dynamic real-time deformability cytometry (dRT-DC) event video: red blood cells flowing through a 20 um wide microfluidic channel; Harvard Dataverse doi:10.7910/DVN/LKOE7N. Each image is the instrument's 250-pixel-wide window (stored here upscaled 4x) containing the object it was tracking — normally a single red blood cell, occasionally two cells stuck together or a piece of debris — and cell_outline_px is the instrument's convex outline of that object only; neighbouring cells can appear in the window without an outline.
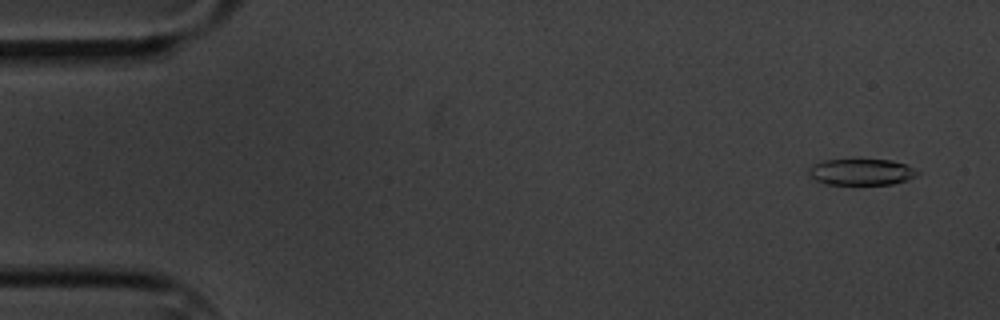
{"species": "common noctule bat (a hibernating species)", "species_latin": "Nyctalus noctula", "temperature_condition": "cold", "stored_images_in_passage": 5, "camera_frame_rate_fps": 3000, "um_per_image_px": 0.085, "animal": {"sex": "male", "body_mass_g": 20.1, "forearm_length_mm": 53.5}, "frame": {"image": 1, "passage_image": 1, "time_ms": 0.0, "image_size_px": [1000, 320], "cell_outline_px": [[920, 172], [916, 176], [908, 180], [892, 184], [824, 184], [808, 176], [808, 168], [812, 164], [824, 160], [856, 156], [892, 160], [904, 164]], "centroid_in_image_um": [73.16, 14.56], "position_along_channel_um": 11.8, "area_um2": 17.63}}